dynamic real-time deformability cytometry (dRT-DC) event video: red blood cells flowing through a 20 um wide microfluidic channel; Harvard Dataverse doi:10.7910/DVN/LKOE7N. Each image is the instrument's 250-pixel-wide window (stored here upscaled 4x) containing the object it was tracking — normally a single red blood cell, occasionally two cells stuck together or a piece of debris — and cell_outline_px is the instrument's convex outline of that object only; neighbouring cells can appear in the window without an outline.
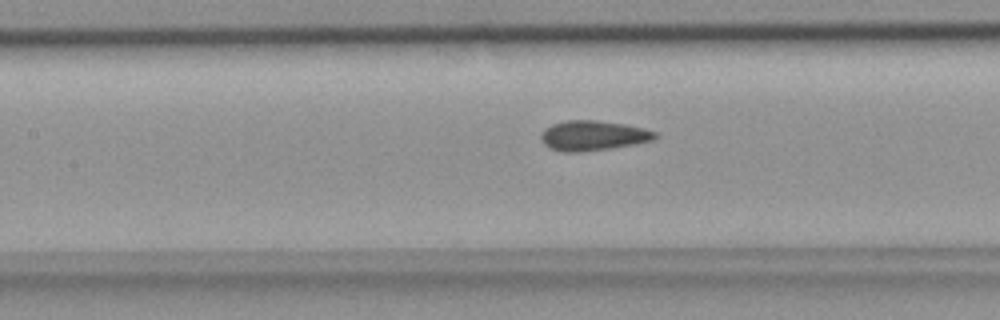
{"species": "common noctule bat (a hibernating species)", "species_latin": "Nyctalus noctula", "temperature_condition": "room temperature", "stored_images_in_passage": 28, "camera_frame_rate_fps": 3000, "um_per_image_px": 0.085, "animal": {"sex": "female", "body_mass_g": 18.4}, "frame": {"image": 1, "passage_image": 14, "time_ms": 4.333, "image_size_px": [1000, 320], "cell_outline_px": [[660, 136], [652, 140], [632, 144], [608, 148], [580, 152], [564, 152], [552, 148], [544, 144], [540, 136], [544, 128], [552, 124], [564, 120], [600, 120], [624, 124], [644, 128], [656, 132]], "centroid_in_image_um": [50.4, 11.5], "position_along_channel_um": 157.0, "area_um2": 19.83}}
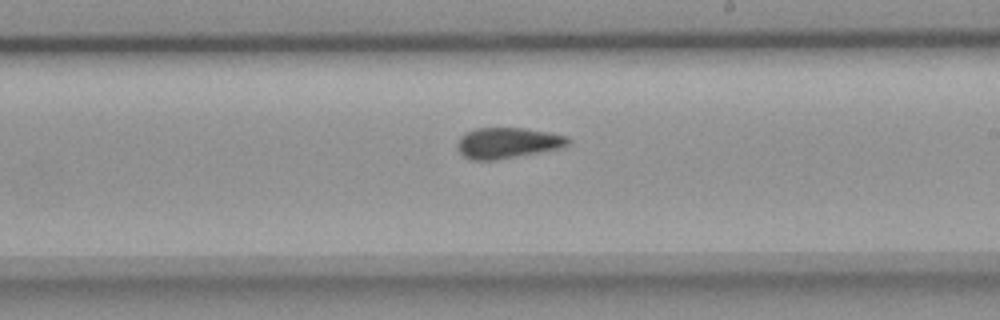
{"frame": {"image": 2, "passage_image": 21, "time_ms": 6.667, "image_size_px": [1000, 320], "cell_outline_px": [[568, 144], [560, 148], [496, 160], [472, 160], [464, 156], [456, 148], [456, 144], [460, 136], [476, 128], [524, 128], [568, 136]], "centroid_in_image_um": [43.09, 12.15], "position_along_channel_um": 245.9, "area_um2": 19.65}}
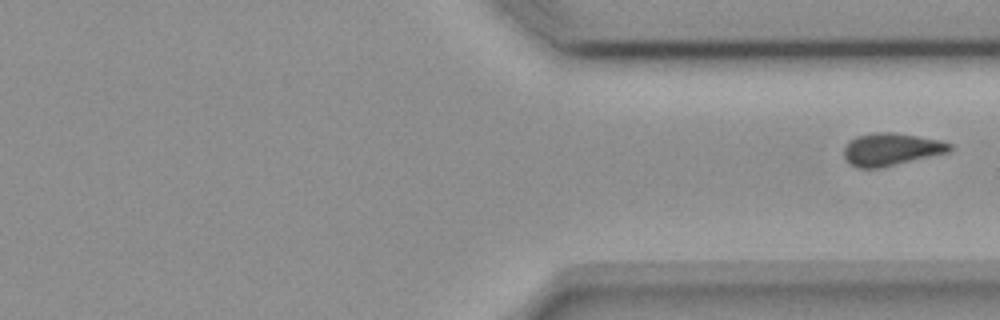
{"frame": {"image": 3, "passage_image": 28, "time_ms": 9.0, "image_size_px": [1000, 320], "cell_outline_px": [[952, 148], [948, 152], [880, 168], [856, 168], [848, 164], [844, 156], [844, 148], [852, 140], [860, 136], [880, 132], [892, 132], [940, 140], [952, 144]], "centroid_in_image_um": [75.74, 12.71], "position_along_channel_um": 335.7, "area_um2": 19.71}}